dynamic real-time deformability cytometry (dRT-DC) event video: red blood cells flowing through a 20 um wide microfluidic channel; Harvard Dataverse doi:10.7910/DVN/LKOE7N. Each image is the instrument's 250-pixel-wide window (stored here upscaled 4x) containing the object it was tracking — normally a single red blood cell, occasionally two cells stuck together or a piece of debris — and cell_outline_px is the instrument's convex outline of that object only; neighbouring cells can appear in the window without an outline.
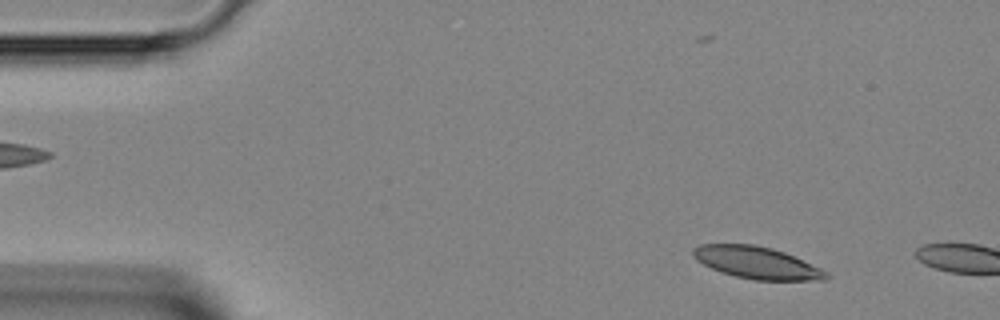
{"species": "Egyptian fruit bat (a non-hibernating species)", "species_latin": "Rousettus aegyptiacus", "temperature_condition": "room temperature", "stored_images_in_passage": 8, "camera_frame_rate_fps": 3000, "um_per_image_px": 0.085, "animal": {"sex": "female"}, "frame": {"image": 1, "passage_image": 4, "time_ms": 1.0, "image_size_px": [1000, 320], "cell_outline_px": [[828, 276], [824, 280], [752, 280], [736, 276], [712, 268], [696, 260], [692, 256], [692, 248], [700, 244], [756, 244], [772, 248], [784, 252], [820, 268], [828, 272]], "centroid_in_image_um": [64.3, 22.32], "position_along_channel_um": 20.7, "area_um2": 24.68}}